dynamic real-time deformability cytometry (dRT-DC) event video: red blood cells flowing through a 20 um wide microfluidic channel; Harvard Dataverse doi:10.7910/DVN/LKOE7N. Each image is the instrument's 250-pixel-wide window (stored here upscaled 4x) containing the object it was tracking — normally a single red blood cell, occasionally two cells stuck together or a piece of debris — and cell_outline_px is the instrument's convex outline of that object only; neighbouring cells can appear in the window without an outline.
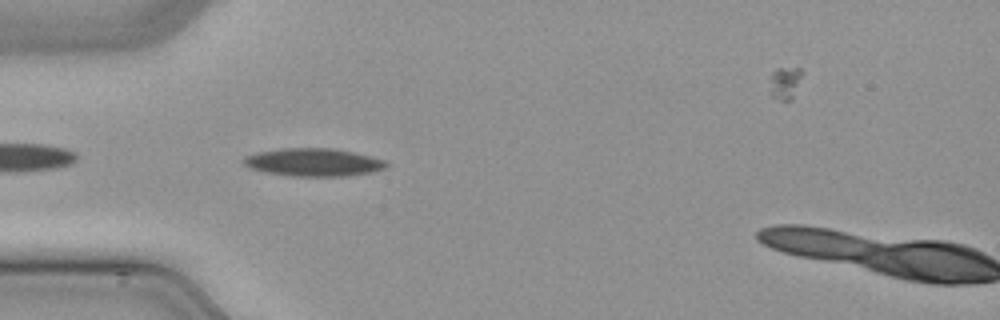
{"species": "common noctule bat (a hibernating species)", "species_latin": "Nyctalus noctula", "temperature_condition": "cold", "stored_images_in_passage": 4, "camera_frame_rate_fps": 3000, "um_per_image_px": 0.085, "animal": {"sex": "male", "body_mass_g": 21.5, "forearm_length_mm": 52.0}, "frame": {"image": 1, "passage_image": 3, "time_ms": 0.667, "image_size_px": [1000, 320], "cell_outline_px": [[388, 164], [384, 168], [372, 172], [348, 176], [292, 176], [268, 172], [252, 168], [244, 164], [240, 160], [244, 156], [256, 152], [280, 148], [332, 148], [352, 152], [384, 160]], "centroid_in_image_um": [26.6, 13.79], "position_along_channel_um": 58.4, "area_um2": 23.06}}